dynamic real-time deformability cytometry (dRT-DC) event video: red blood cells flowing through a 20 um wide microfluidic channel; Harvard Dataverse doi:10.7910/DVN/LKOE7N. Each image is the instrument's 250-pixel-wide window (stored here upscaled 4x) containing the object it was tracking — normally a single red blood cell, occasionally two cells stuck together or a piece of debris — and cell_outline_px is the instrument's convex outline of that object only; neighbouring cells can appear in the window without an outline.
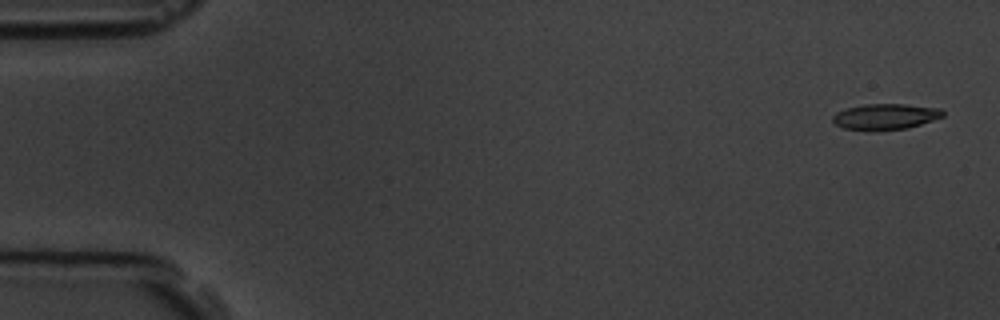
{"species": "common noctule bat (a hibernating species)", "species_latin": "Nyctalus noctula", "temperature_condition": "room temperature", "stored_images_in_passage": 5, "camera_frame_rate_fps": 3000, "um_per_image_px": 0.085, "animal": {"sex": "male", "body_mass_g": 19.5, "forearm_length_mm": 54.6}, "frame": {"image": 1, "passage_image": 1, "time_ms": 0.0, "image_size_px": [1000, 320], "cell_outline_px": [[944, 116], [908, 128], [876, 132], [868, 132], [844, 128], [836, 124], [832, 120], [832, 116], [836, 112], [848, 108], [864, 104], [904, 104], [940, 108], [944, 112]], "centroid_in_image_um": [75.23, 9.94], "position_along_channel_um": 9.8, "area_um2": 16.88}}
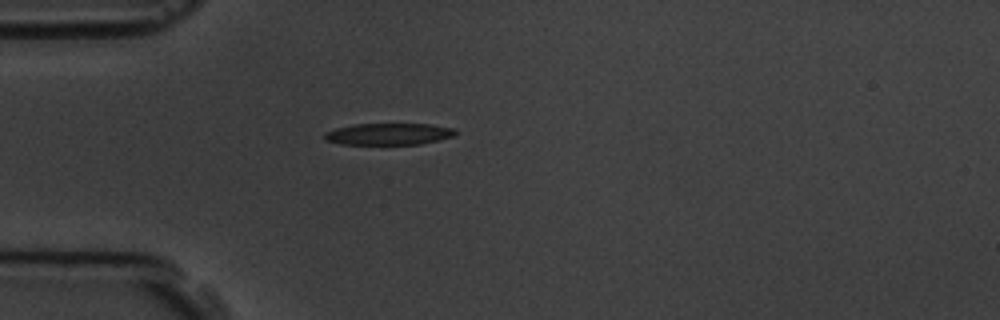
{"frame": {"image": 2, "passage_image": 5, "time_ms": 4.667, "image_size_px": [1000, 320], "cell_outline_px": [[456, 132], [452, 136], [420, 144], [340, 144], [324, 140], [324, 132], [336, 128], [352, 124], [428, 124], [456, 128]], "centroid_in_image_um": [32.98, 11.38], "position_along_channel_um": 52.0, "area_um2": 16.47}}